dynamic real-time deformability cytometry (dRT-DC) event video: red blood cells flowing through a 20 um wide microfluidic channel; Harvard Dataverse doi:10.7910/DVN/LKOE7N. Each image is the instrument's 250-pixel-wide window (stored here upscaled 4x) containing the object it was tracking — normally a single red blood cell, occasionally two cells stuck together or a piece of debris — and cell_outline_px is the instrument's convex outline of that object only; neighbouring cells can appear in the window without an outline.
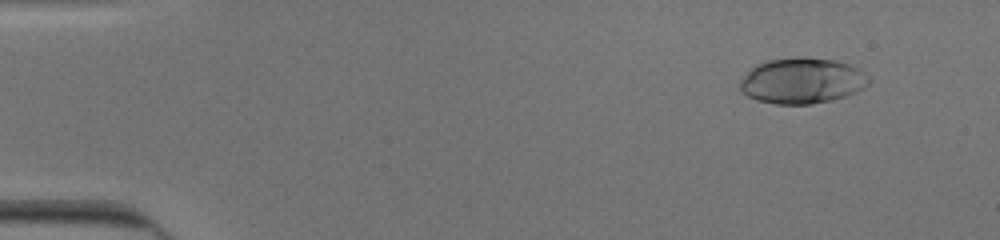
{"species": "human", "species_latin": "Homo sapiens", "temperature_condition": "cold", "stored_images_in_passage": 52, "camera_frame_rate_fps": 3000, "um_per_image_px": 0.085, "donor": {"sex": "male"}, "frame": {"image": 1, "passage_image": 5, "time_ms": 1.333, "image_size_px": [1000, 240], "cell_outline_px": [[872, 80], [864, 88], [848, 96], [832, 100], [812, 104], [776, 104], [756, 100], [748, 96], [740, 88], [740, 80], [756, 64], [768, 60], [796, 56], [804, 56], [836, 60], [852, 64], [868, 76]], "centroid_in_image_um": [68.22, 6.85], "position_along_channel_um": 16.8, "area_um2": 34.74}}
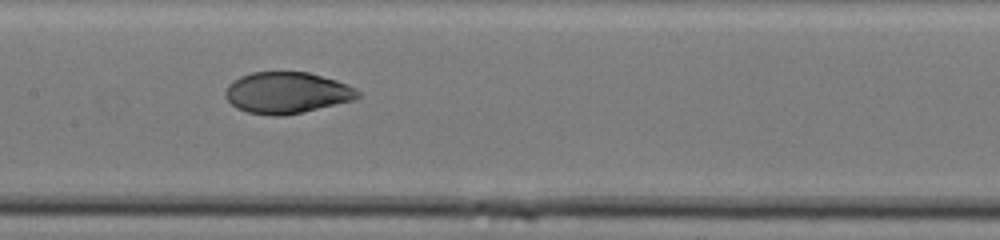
{"frame": {"image": 2, "passage_image": 27, "time_ms": 8.667, "image_size_px": [1000, 240], "cell_outline_px": [[360, 96], [352, 100], [300, 112], [280, 116], [272, 116], [248, 112], [236, 108], [224, 96], [224, 92], [228, 84], [240, 76], [252, 72], [308, 72], [336, 80], [348, 84], [356, 88], [360, 92]], "centroid_in_image_um": [24.35, 7.87], "position_along_channel_um": 183.0, "area_um2": 31.73}}
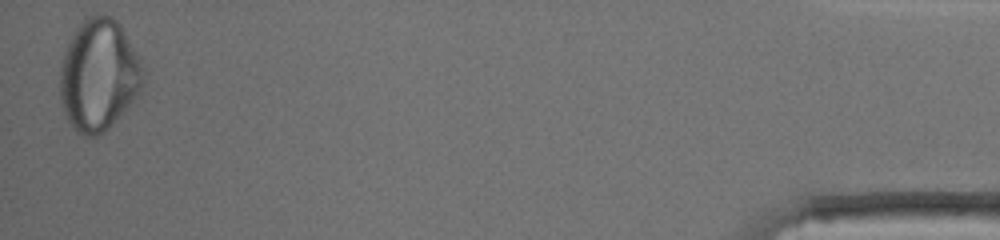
{"frame": {"image": 3, "passage_image": 52, "time_ms": 17.0, "image_size_px": [1000, 240], "cell_outline_px": [[148, 72], [144, 88], [108, 128], [96, 136], [84, 136], [76, 132], [72, 128], [68, 120], [60, 100], [60, 68], [64, 52], [76, 28], [88, 16], [96, 12], [104, 12], [116, 20], [120, 24]], "centroid_in_image_um": [8.43, 6.36], "position_along_channel_um": 426.8, "area_um2": 54.74}, "authors_computed_cell_mechanics": {"area_um2": 33.3217, "velocity_mm_per_s": 3.9368, "shape_relaxation_time_tau1_ms": 9.8643, "shape_relaxation_time_tau2_ms": 1.0144, "deformation_change_tau1": 0.3035, "deformation_change_tau2": 0.0344}}